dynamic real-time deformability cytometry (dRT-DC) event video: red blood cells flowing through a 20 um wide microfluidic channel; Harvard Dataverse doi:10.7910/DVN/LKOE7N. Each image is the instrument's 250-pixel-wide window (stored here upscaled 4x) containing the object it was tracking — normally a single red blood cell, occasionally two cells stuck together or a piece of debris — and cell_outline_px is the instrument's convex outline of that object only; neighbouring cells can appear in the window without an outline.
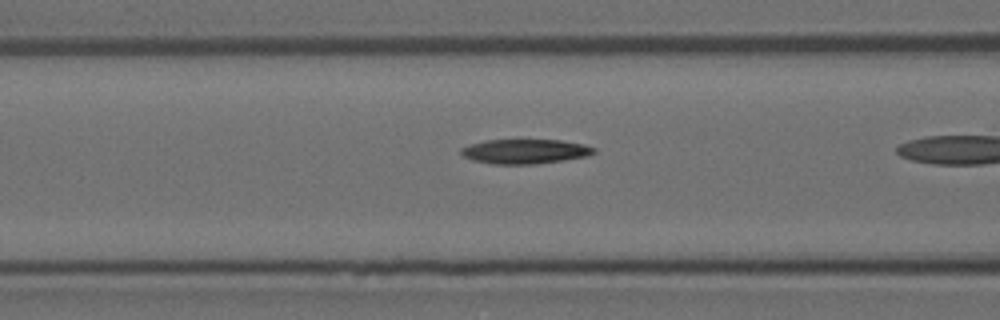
{"species": "Egyptian fruit bat (a non-hibernating species)", "species_latin": "Rousettus aegyptiacus", "temperature_condition": "room temperature", "stored_images_in_passage": 26, "camera_frame_rate_fps": 3000, "um_per_image_px": 0.085, "animal": {"sex": "female"}, "frame": {"image": 1, "passage_image": 5, "time_ms": 1.333, "image_size_px": [1000, 320], "cell_outline_px": [[596, 152], [588, 156], [564, 160], [536, 164], [492, 164], [472, 160], [464, 156], [460, 152], [460, 148], [472, 144], [488, 140], [560, 140], [584, 144], [596, 148]], "centroid_in_image_um": [44.66, 12.87], "position_along_channel_um": 121.9, "area_um2": 19.02}}
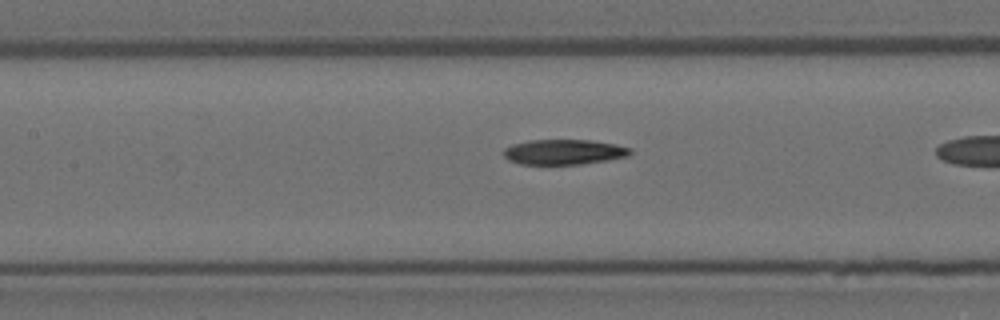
{"frame": {"image": 2, "passage_image": 8, "time_ms": 2.333, "image_size_px": [1000, 320], "cell_outline_px": [[632, 152], [628, 156], [608, 160], [580, 164], [520, 164], [508, 160], [504, 156], [504, 148], [512, 144], [528, 140], [592, 140], [616, 144], [632, 148]], "centroid_in_image_um": [47.94, 12.91], "position_along_channel_um": 159.5, "area_um2": 18.67}}
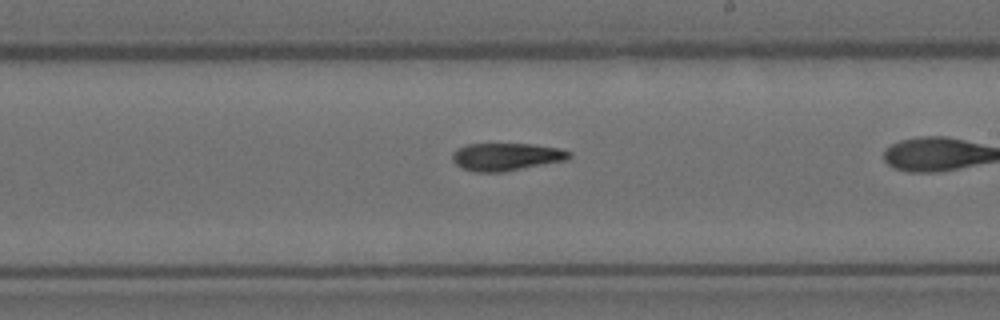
{"frame": {"image": 3, "passage_image": 15, "time_ms": 4.667, "image_size_px": [1000, 320], "cell_outline_px": [[572, 156], [568, 160], [504, 172], [476, 172], [460, 168], [452, 160], [452, 156], [460, 148], [468, 144], [532, 144], [560, 148], [572, 152]], "centroid_in_image_um": [43.09, 13.33], "position_along_channel_um": 245.9, "area_um2": 18.9}}